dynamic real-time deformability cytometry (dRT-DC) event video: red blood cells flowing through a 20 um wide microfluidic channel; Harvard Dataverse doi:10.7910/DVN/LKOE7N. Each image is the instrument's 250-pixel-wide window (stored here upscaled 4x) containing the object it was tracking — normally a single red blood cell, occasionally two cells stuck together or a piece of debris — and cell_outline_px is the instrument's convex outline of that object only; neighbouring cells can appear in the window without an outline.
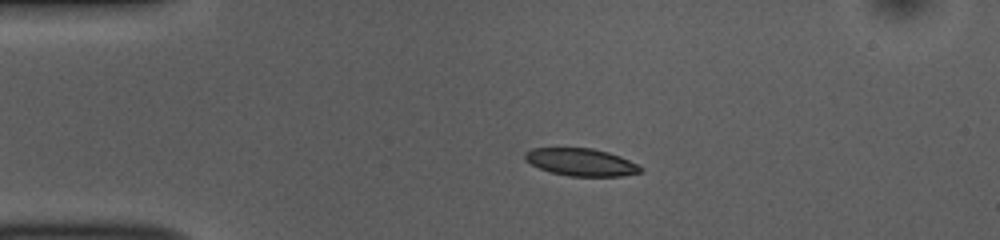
{"species": "common noctule bat (a hibernating species)", "species_latin": "Nyctalus noctula", "temperature_condition": "room temperature", "stored_images_in_passage": 43, "camera_frame_rate_fps": 3000, "um_per_image_px": 0.085, "animal": {"sex": "female", "body_mass_g": 10.0, "forearm_length_mm": 53.1}, "frame": {"image": 1, "passage_image": 1, "time_ms": 0.0, "image_size_px": [1000, 240], "cell_outline_px": [[644, 168], [640, 172], [624, 176], [568, 176], [552, 172], [540, 168], [524, 160], [524, 152], [532, 148], [592, 148], [608, 152], [620, 156]], "centroid_in_image_um": [49.38, 13.78], "position_along_channel_um": 35.6, "area_um2": 18.44}}
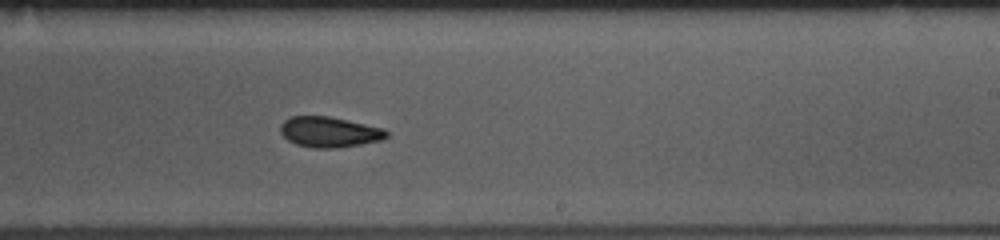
{"frame": {"image": 2, "passage_image": 22, "time_ms": 7.0, "image_size_px": [1000, 240], "cell_outline_px": [[388, 136], [380, 140], [360, 144], [336, 148], [312, 148], [296, 144], [288, 140], [280, 132], [280, 124], [284, 120], [292, 116], [328, 116], [348, 120], [384, 128], [388, 132]], "centroid_in_image_um": [27.98, 11.21], "position_along_channel_um": 261.0, "area_um2": 18.84}}
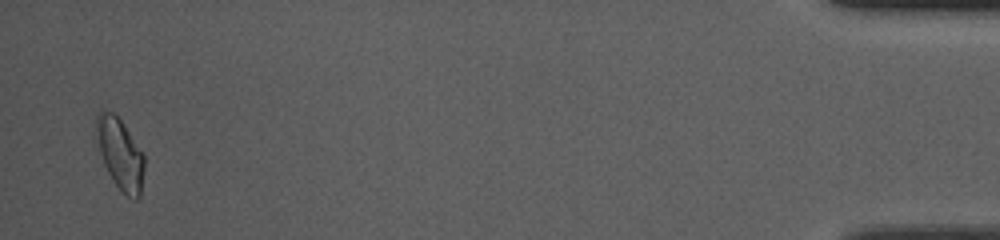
{"frame": {"image": 3, "passage_image": 42, "time_ms": 13.667, "image_size_px": [1000, 240], "cell_outline_px": [[144, 168], [140, 196], [136, 200], [128, 196], [112, 180], [104, 164], [92, 136], [96, 116], [100, 108], [112, 112], [120, 120], [144, 152]], "centroid_in_image_um": [10.15, 13.0], "position_along_channel_um": 425.1, "area_um2": 20.4}, "authors_computed_cell_mechanics": {"area_um2": 19.1318, "velocity_mm_per_s": 3.7247, "shape_relaxation_time_tau1_ms": 6.1152, "shape_relaxation_time_tau2_ms": 3.0657, "deformation_change_tau1": 0.1224, "deformation_change_tau2": 0.0768}}